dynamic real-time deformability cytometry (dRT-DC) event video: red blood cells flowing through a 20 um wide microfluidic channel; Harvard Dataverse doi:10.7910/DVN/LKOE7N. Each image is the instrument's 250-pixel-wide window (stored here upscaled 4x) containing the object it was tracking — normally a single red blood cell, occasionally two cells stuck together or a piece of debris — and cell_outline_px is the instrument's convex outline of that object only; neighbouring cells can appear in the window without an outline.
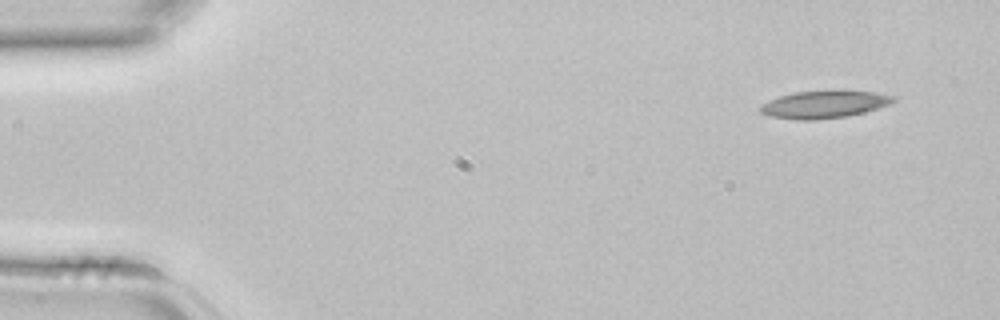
{"species": "common noctule bat (a hibernating species)", "species_latin": "Nyctalus noctula", "temperature_condition": "room temperature", "stored_images_in_passage": 4, "camera_frame_rate_fps": 3000, "um_per_image_px": 0.085, "animal": {"sex": "female", "body_mass_g": 22.7, "forearm_length_mm": 54.2}, "frame": {"image": 1, "passage_image": 1, "time_ms": 0.0, "image_size_px": [1000, 320], "cell_outline_px": [[896, 100], [888, 104], [864, 112], [848, 116], [816, 120], [796, 120], [768, 116], [760, 112], [760, 104], [768, 100], [780, 96], [796, 92], [832, 88], [876, 92], [896, 96]], "centroid_in_image_um": [70.05, 8.84], "position_along_channel_um": 14.9, "area_um2": 22.02}}
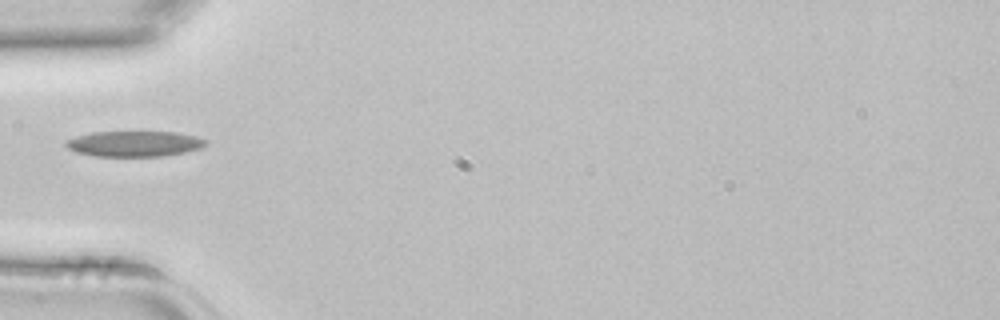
{"frame": {"image": 2, "passage_image": 4, "time_ms": 1.0, "image_size_px": [1000, 320], "cell_outline_px": [[208, 144], [200, 148], [184, 152], [164, 156], [92, 156], [76, 152], [68, 148], [64, 144], [68, 140], [92, 132], [176, 132], [196, 136], [208, 140]], "centroid_in_image_um": [11.46, 12.22], "position_along_channel_um": 73.5, "area_um2": 20.75}}